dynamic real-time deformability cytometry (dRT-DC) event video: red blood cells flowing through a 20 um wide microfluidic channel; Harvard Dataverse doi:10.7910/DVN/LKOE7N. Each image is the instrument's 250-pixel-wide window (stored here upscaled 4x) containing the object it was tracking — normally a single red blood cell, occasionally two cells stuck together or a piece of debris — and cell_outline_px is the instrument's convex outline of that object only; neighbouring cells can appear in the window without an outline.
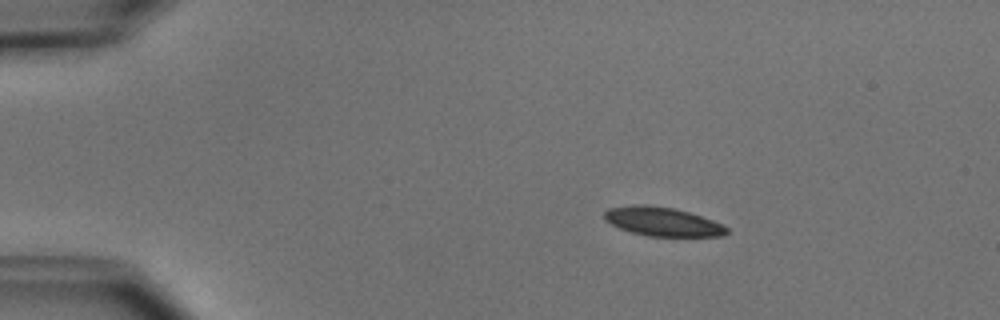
{"species": "common noctule bat (a hibernating species)", "species_latin": "Nyctalus noctula", "temperature_condition": "cold", "stored_images_in_passage": 4, "camera_frame_rate_fps": 3000, "um_per_image_px": 0.085, "animal": {"sex": "male", "body_mass_g": 15.6}, "frame": {"image": 1, "passage_image": 2, "time_ms": 2.0, "image_size_px": [1000, 320], "cell_outline_px": [[728, 232], [724, 236], [648, 236], [632, 232], [620, 228], [604, 220], [604, 212], [608, 208], [632, 204], [644, 204], [672, 208], [688, 212], [712, 220], [728, 228]], "centroid_in_image_um": [56.28, 18.83], "position_along_channel_um": 28.7, "area_um2": 20.46}}